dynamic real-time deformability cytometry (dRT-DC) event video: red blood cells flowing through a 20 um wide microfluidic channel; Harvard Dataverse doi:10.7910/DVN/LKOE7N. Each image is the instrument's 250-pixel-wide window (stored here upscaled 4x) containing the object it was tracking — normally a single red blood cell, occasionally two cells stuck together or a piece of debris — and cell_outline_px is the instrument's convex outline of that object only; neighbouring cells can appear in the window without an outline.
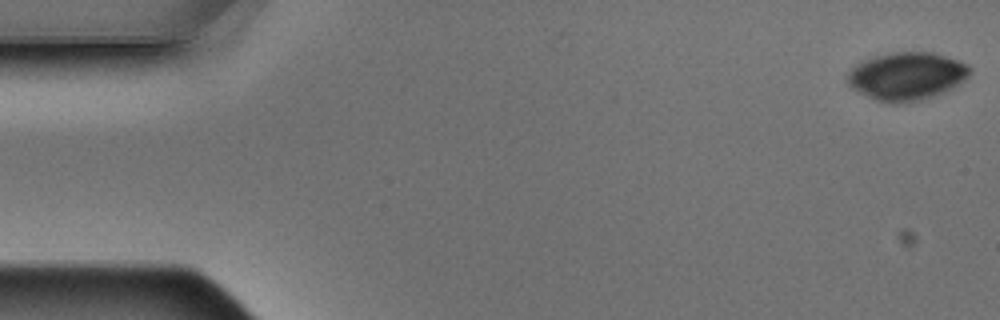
{"species": "Egyptian fruit bat (a non-hibernating species)", "species_latin": "Rousettus aegyptiacus", "temperature_condition": "warm", "stored_images_in_passage": 4, "camera_frame_rate_fps": 3000, "um_per_image_px": 0.085, "animal": {"sex": "male"}, "frame": {"image": 1, "passage_image": 1, "time_ms": 0.0, "image_size_px": [1000, 320], "cell_outline_px": [[972, 72], [964, 80], [952, 88], [944, 92], [920, 100], [896, 104], [888, 104], [876, 100], [852, 88], [848, 84], [848, 72], [856, 64], [864, 60], [876, 56], [892, 52], [932, 52], [968, 64], [972, 68]], "centroid_in_image_um": [77.08, 6.48], "position_along_channel_um": 7.9, "area_um2": 34.04}}